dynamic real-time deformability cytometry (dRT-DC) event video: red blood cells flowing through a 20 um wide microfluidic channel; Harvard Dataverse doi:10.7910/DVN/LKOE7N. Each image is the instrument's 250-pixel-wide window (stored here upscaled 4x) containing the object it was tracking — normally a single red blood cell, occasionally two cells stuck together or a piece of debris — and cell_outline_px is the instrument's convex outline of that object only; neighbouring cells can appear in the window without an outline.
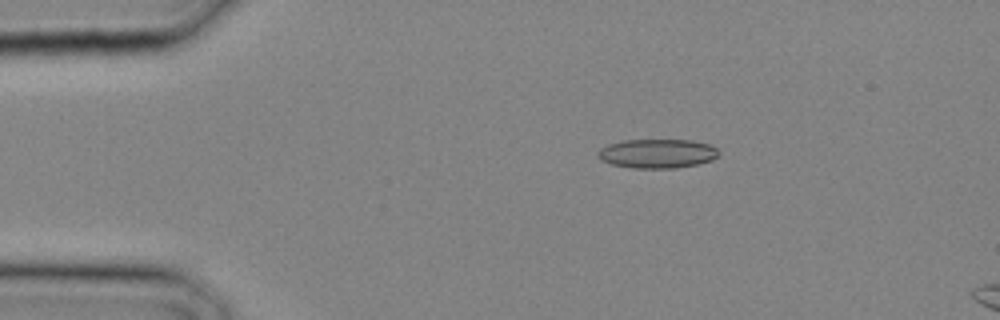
{"species": "common noctule bat (a hibernating species)", "species_latin": "Nyctalus noctula", "temperature_condition": "cold", "stored_images_in_passage": 10, "camera_frame_rate_fps": 3000, "um_per_image_px": 0.085, "animal": {"sex": "male", "body_mass_g": 20.4}, "frame": {"image": 1, "passage_image": 6, "time_ms": 1.667, "image_size_px": [1000, 320], "cell_outline_px": [[720, 152], [712, 160], [696, 164], [676, 168], [632, 168], [612, 164], [600, 160], [596, 156], [596, 152], [600, 148], [608, 144], [624, 140], [692, 140], [708, 144], [716, 148]], "centroid_in_image_um": [55.82, 13.05], "position_along_channel_um": 29.2, "area_um2": 20.58}}